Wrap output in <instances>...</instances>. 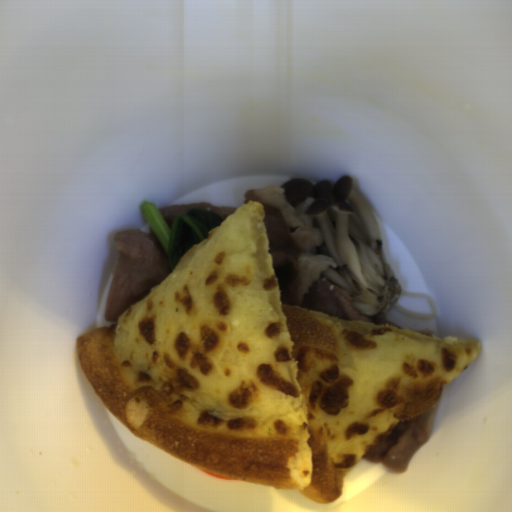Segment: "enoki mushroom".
Instances as JSON below:
<instances>
[{
  "label": "enoki mushroom",
  "mask_w": 512,
  "mask_h": 512,
  "mask_svg": "<svg viewBox=\"0 0 512 512\" xmlns=\"http://www.w3.org/2000/svg\"><path fill=\"white\" fill-rule=\"evenodd\" d=\"M399 295L417 296L419 298H422V299L426 300L431 305V308H432V311H431L430 314H422V313L412 312V311L408 310L407 308L401 306L400 304L395 303L392 307L395 310H397L398 312H400L401 314L406 315V316L411 317V318L422 320V321L423 320L436 319V316H437L436 303H435V300L433 299V297L431 295H428V294H425V293H419V292H410V291H407L405 289H400Z\"/></svg>",
  "instance_id": "1"
}]
</instances>
